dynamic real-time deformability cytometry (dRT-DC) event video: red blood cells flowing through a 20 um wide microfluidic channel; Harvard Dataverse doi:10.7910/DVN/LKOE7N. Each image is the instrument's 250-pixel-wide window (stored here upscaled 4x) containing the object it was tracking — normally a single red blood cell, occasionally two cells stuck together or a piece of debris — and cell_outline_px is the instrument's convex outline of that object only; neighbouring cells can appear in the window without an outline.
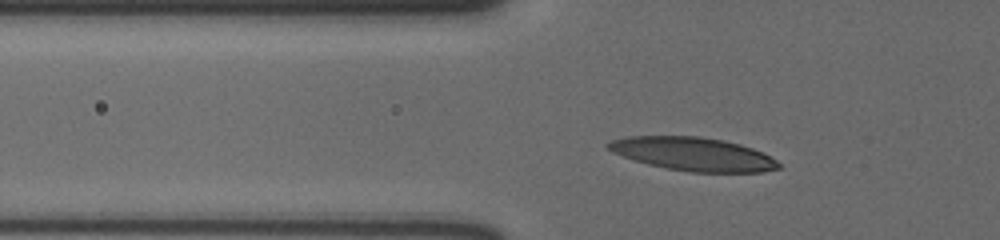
{"species": "human", "species_latin": "Homo sapiens", "temperature_condition": "cold", "stored_images_in_passage": 46, "camera_frame_rate_fps": 3000, "um_per_image_px": 0.085, "donor": {"sex": "male"}, "frame": {"image": 1, "passage_image": 12, "time_ms": 3.667, "image_size_px": [1000, 240], "cell_outline_px": [[780, 168], [764, 172], [688, 172], [648, 164], [612, 152], [604, 144], [612, 140], [628, 136], [696, 136], [724, 140], [740, 144], [752, 148], [776, 160], [780, 164]], "centroid_in_image_um": [58.91, 13.09], "position_along_channel_um": 66.9, "area_um2": 32.95}}
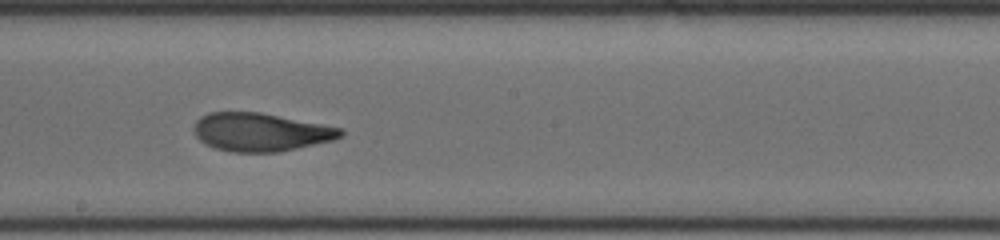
{"frame": {"image": 2, "passage_image": 26, "time_ms": 8.333, "image_size_px": [1000, 240], "cell_outline_px": [[344, 136], [332, 140], [280, 152], [232, 152], [216, 148], [204, 144], [196, 136], [192, 128], [196, 120], [200, 116], [208, 112], [260, 112], [340, 128], [344, 132]], "centroid_in_image_um": [22.1, 11.23], "position_along_channel_um": 226.1, "area_um2": 32.66}}
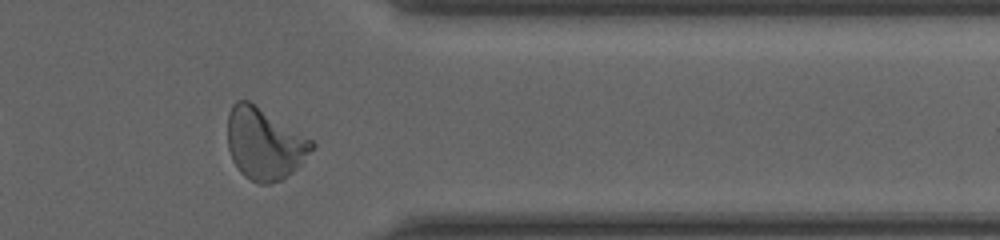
{"frame": {"image": 3, "passage_image": 40, "time_ms": 13.0, "image_size_px": [1000, 240], "cell_outline_px": [[316, 144], [300, 164], [292, 172], [280, 180], [268, 184], [260, 184], [244, 176], [240, 172], [232, 160], [228, 148], [228, 112], [232, 104], [236, 100], [248, 100], [312, 140]], "centroid_in_image_um": [22.44, 12.22], "position_along_channel_um": 389.0, "area_um2": 34.74}, "authors_computed_cell_mechanics": {"area_um2": 32.946, "velocity_mm_per_s": 3.5946, "shape_relaxation_time_tau1_ms": 5.2059, "shape_relaxation_time_tau2_ms": 1.402, "deformation_change_tau1": 0.2089, "deformation_change_tau2": 0.0805}}